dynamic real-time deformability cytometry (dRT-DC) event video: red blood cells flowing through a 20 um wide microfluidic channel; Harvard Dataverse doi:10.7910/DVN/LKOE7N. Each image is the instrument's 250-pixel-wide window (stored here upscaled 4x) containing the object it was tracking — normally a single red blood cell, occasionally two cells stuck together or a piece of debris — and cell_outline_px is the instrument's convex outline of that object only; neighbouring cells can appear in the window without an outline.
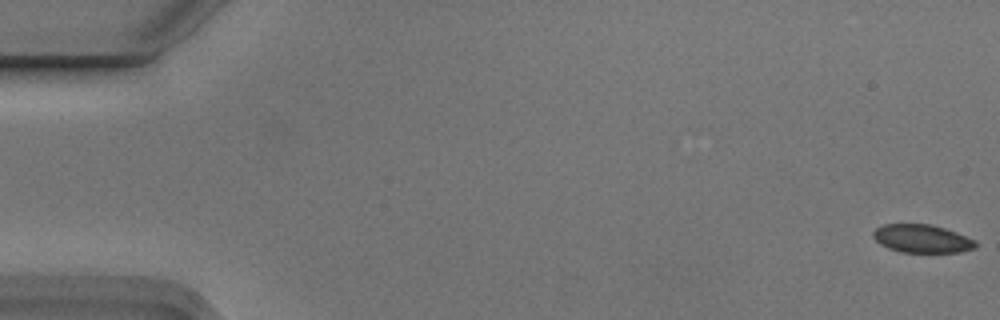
{"species": "Egyptian fruit bat (a non-hibernating species)", "species_latin": "Rousettus aegyptiacus", "temperature_condition": "cold", "stored_images_in_passage": 6, "camera_frame_rate_fps": 3000, "um_per_image_px": 0.085, "animal": {"sex": "male"}, "frame": {"image": 1, "passage_image": 1, "time_ms": 0.0, "image_size_px": [1000, 320], "cell_outline_px": [[976, 248], [960, 252], [900, 252], [888, 248], [880, 244], [872, 236], [872, 232], [876, 228], [884, 224], [932, 224], [956, 232], [976, 240]], "centroid_in_image_um": [78.36, 20.28], "position_along_channel_um": 6.6, "area_um2": 16.88}}
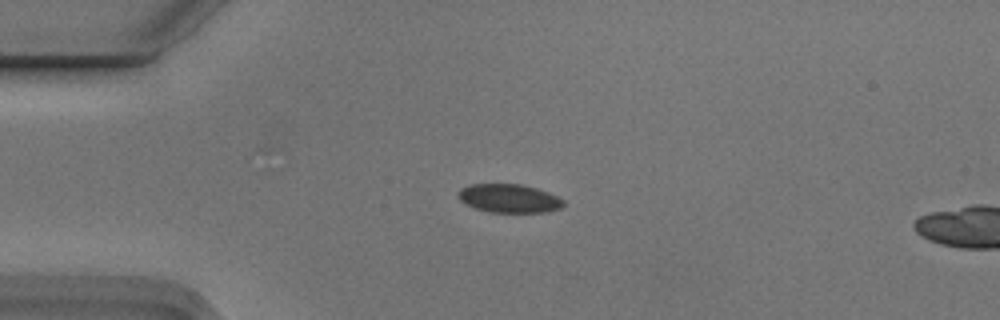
{"frame": {"image": 2, "passage_image": 4, "time_ms": 1.0, "image_size_px": [1000, 320], "cell_outline_px": [[564, 204], [560, 208], [548, 212], [488, 212], [464, 204], [456, 196], [456, 192], [460, 188], [468, 184], [520, 184], [536, 188], [548, 192], [564, 200]], "centroid_in_image_um": [43.22, 16.86], "position_along_channel_um": 41.8, "area_um2": 17.69}}